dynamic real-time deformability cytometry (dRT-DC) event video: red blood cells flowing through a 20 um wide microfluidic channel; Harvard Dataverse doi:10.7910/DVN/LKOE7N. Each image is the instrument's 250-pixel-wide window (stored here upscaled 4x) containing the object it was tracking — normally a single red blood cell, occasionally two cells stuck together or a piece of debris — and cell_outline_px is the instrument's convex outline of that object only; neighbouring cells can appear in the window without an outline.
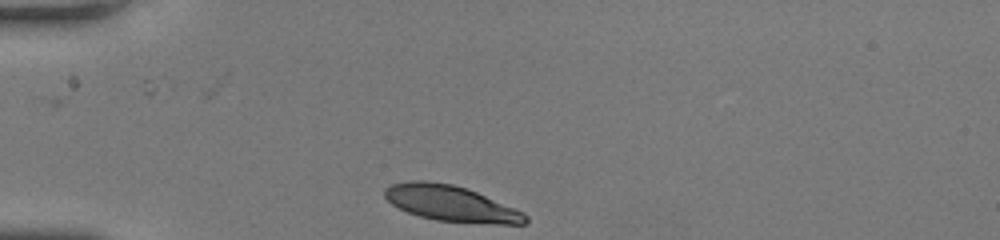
{"species": "human", "species_latin": "Homo sapiens", "temperature_condition": "room temperature", "stored_images_in_passage": 30, "camera_frame_rate_fps": 3000, "um_per_image_px": 0.085, "donor": {"sex": "female"}, "frame": {"image": 1, "passage_image": 1, "time_ms": 0.0, "image_size_px": [1000, 240], "cell_outline_px": [[528, 224], [496, 224], [436, 220], [420, 216], [408, 212], [392, 204], [384, 196], [384, 188], [392, 184], [408, 180], [424, 180], [452, 184], [476, 192], [524, 212], [528, 216]], "centroid_in_image_um": [38.33, 17.29], "position_along_channel_um": 46.7, "area_um2": 29.13}}
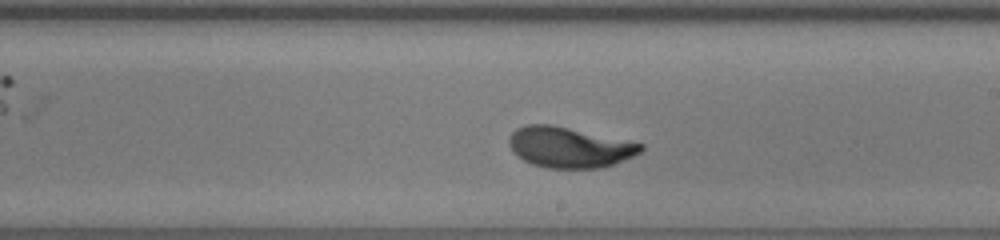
{"frame": {"image": 2, "passage_image": 18, "time_ms": 5.667, "image_size_px": [1000, 240], "cell_outline_px": [[644, 148], [640, 152], [632, 156], [612, 164], [600, 168], [548, 168], [532, 164], [516, 156], [512, 152], [508, 144], [508, 140], [512, 132], [516, 128], [524, 124], [552, 124], [644, 144]], "centroid_in_image_um": [48.33, 12.51], "position_along_channel_um": 240.7, "area_um2": 31.15}}
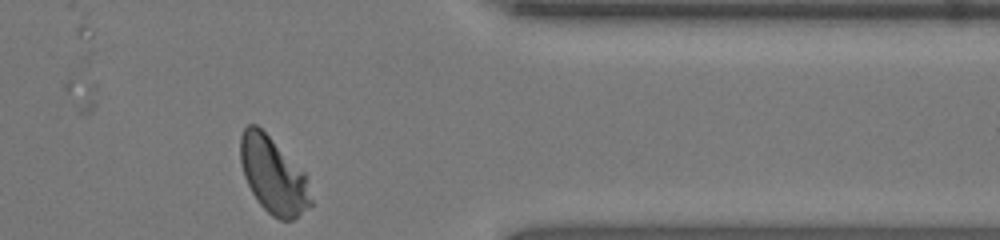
{"frame": {"image": 3, "passage_image": 30, "time_ms": 9.667, "image_size_px": [1000, 240], "cell_outline_px": [[312, 204], [292, 220], [280, 220], [272, 216], [260, 204], [252, 192], [244, 176], [240, 160], [240, 136], [244, 128], [248, 124], [256, 124], [304, 172], [312, 200]], "centroid_in_image_um": [23.2, 14.91], "position_along_channel_um": 388.2, "area_um2": 30.75}, "authors_computed_cell_mechanics": {"area_um2": 31.0964, "velocity_mm_per_s": 3.9835, "shape_relaxation_time_tau1_ms": 3.1802, "shape_relaxation_time_tau2_ms": null, "deformation_change_tau1": 0.1658, "deformation_change_tau2": null}}